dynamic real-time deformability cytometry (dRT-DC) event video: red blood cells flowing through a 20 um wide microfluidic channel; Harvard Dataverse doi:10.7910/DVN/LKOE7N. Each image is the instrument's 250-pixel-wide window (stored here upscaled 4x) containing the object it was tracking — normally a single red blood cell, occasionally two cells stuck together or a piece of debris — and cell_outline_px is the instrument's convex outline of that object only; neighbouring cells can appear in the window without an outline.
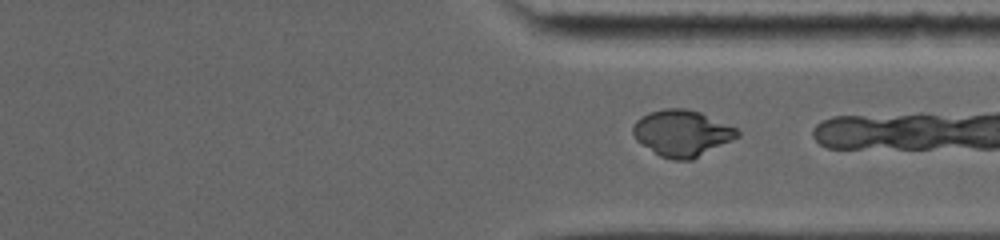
{"species": "common noctule bat (a hibernating species)", "species_latin": "Nyctalus noctula", "temperature_condition": "warm", "stored_images_in_passage": 28, "camera_frame_rate_fps": 5000, "um_per_image_px": 0.085, "animal": {"sex": "female", "body_mass_g": 19.0, "forearm_length_mm": 53.3}, "frame": {"image": 1, "passage_image": 24, "time_ms": 7.2, "image_size_px": [1000, 240], "cell_outline_px": [[740, 136], [692, 160], [672, 160], [660, 156], [636, 140], [632, 132], [632, 128], [636, 120], [640, 116], [648, 112], [664, 108], [684, 108], [700, 112], [736, 128], [740, 132]], "centroid_in_image_um": [57.95, 11.31], "position_along_channel_um": 353.5, "area_um2": 28.15}}